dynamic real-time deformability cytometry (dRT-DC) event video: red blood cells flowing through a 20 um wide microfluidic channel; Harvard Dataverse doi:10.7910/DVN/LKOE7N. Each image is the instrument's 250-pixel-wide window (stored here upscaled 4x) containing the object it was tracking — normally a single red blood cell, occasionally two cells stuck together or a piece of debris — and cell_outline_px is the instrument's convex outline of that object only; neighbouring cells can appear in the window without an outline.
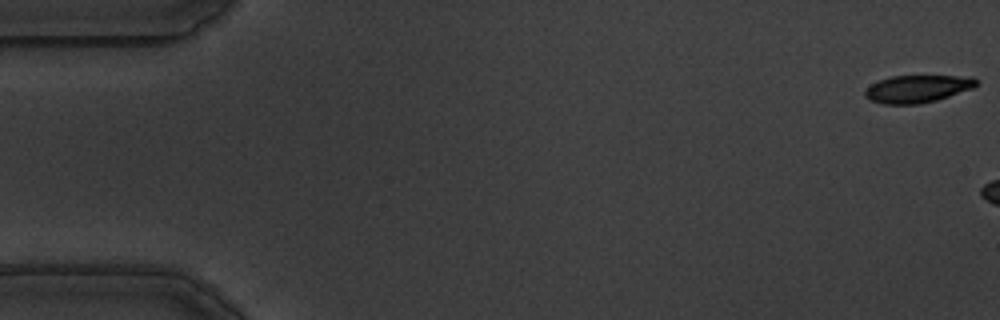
{"species": "common noctule bat (a hibernating species)", "species_latin": "Nyctalus noctula", "temperature_condition": "warm", "stored_images_in_passage": 6, "camera_frame_rate_fps": 3000, "um_per_image_px": 0.085, "animal": {"sex": "male", "body_mass_g": 19.5, "forearm_length_mm": 54.6}, "frame": {"image": 1, "passage_image": 1, "time_ms": 0.0, "image_size_px": [1000, 320], "cell_outline_px": [[976, 84], [972, 88], [936, 100], [920, 104], [884, 104], [872, 100], [864, 96], [864, 92], [872, 84], [880, 80], [892, 76], [972, 76], [976, 80]], "centroid_in_image_um": [77.97, 7.55], "position_along_channel_um": 7.0, "area_um2": 17.51}}